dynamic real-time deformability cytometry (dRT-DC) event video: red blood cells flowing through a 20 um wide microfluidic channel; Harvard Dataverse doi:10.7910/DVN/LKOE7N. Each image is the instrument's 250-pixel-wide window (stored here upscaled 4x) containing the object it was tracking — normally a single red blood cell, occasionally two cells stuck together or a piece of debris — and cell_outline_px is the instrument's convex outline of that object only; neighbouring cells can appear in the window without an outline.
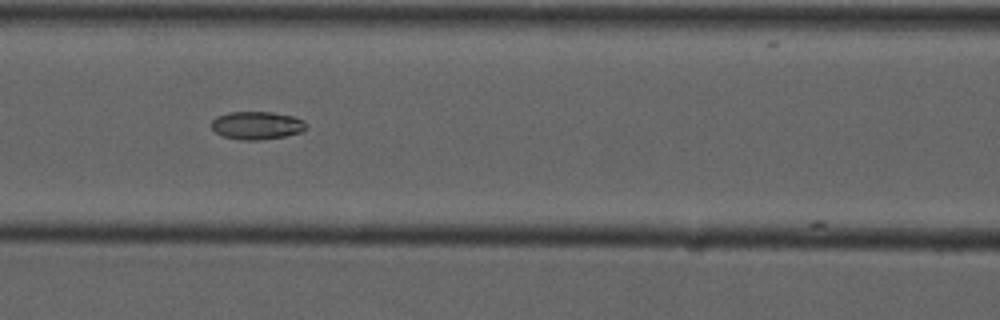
{"species": "common noctule bat (a hibernating species)", "species_latin": "Nyctalus noctula", "temperature_condition": "cold", "stored_images_in_passage": 9, "camera_frame_rate_fps": 3000, "um_per_image_px": 0.085, "animal": {"sex": "male", "forearm_length_mm": 52.5}, "frame": {"image": 1, "passage_image": 3, "time_ms": 2.0, "image_size_px": [1000, 320], "cell_outline_px": [[308, 128], [300, 132], [284, 136], [264, 140], [240, 140], [224, 136], [216, 132], [212, 128], [212, 120], [216, 116], [228, 112], [272, 112], [292, 116], [304, 120], [308, 124]], "centroid_in_image_um": [21.86, 10.66], "position_along_channel_um": 144.7, "area_um2": 15.55}}
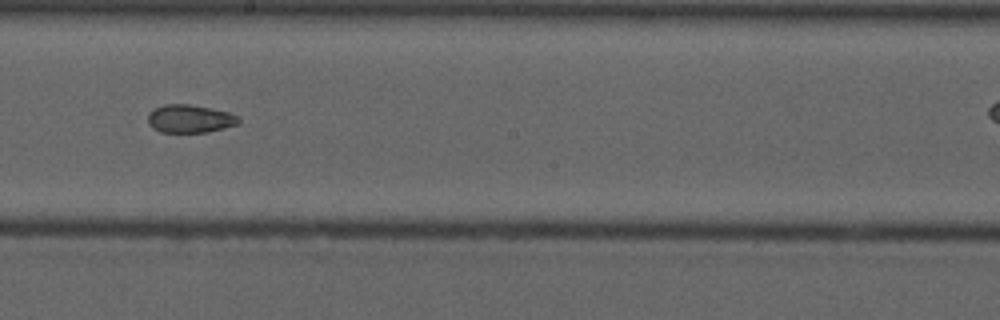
{"frame": {"image": 2, "passage_image": 5, "time_ms": 4.333, "image_size_px": [1000, 320], "cell_outline_px": [[240, 124], [208, 132], [160, 132], [152, 128], [148, 124], [148, 112], [164, 104], [188, 104], [228, 112], [240, 116]], "centroid_in_image_um": [16.14, 10.1], "position_along_channel_um": 232.1, "area_um2": 14.91}}
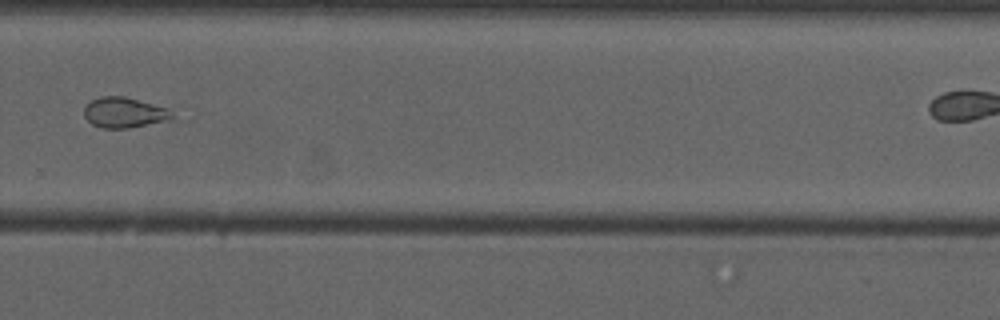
{"frame": {"image": 3, "passage_image": 7, "time_ms": 6.667, "image_size_px": [1000, 320], "cell_outline_px": [[172, 116], [164, 120], [128, 128], [100, 128], [92, 124], [84, 116], [84, 108], [92, 100], [100, 96], [124, 96], [172, 108]], "centroid_in_image_um": [10.54, 9.55], "position_along_channel_um": 319.3, "area_um2": 15.49}}